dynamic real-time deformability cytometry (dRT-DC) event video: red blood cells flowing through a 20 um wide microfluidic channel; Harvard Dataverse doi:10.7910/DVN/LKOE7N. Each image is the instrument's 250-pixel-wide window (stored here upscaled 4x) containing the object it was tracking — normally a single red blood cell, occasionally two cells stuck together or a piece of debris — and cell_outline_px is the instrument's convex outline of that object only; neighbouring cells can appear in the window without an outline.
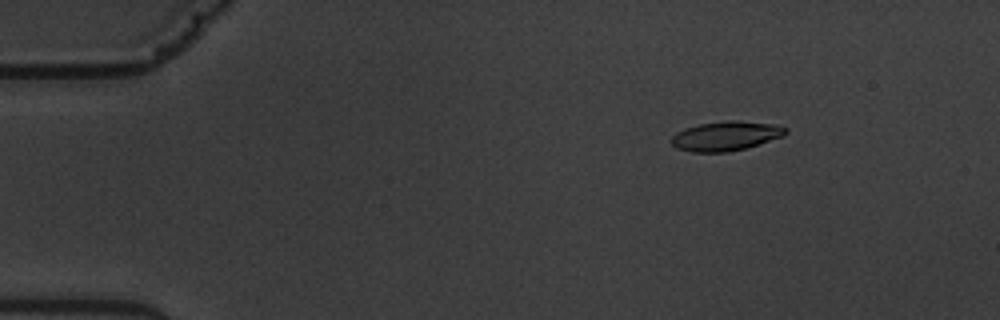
{"species": "common noctule bat (a hibernating species)", "species_latin": "Nyctalus noctula", "temperature_condition": "warm", "stored_images_in_passage": 7, "camera_frame_rate_fps": 3000, "um_per_image_px": 0.085, "animal": {"sex": "male", "body_mass_g": 19.5, "forearm_length_mm": 54.6}, "frame": {"image": 1, "passage_image": 2, "time_ms": 1.333, "image_size_px": [1000, 320], "cell_outline_px": [[788, 132], [784, 136], [744, 148], [728, 152], [692, 152], [676, 148], [672, 144], [672, 136], [676, 132], [684, 128], [700, 124], [724, 120], [736, 120], [776, 124], [788, 128]], "centroid_in_image_um": [61.7, 11.54], "position_along_channel_um": 23.3, "area_um2": 19.65}}
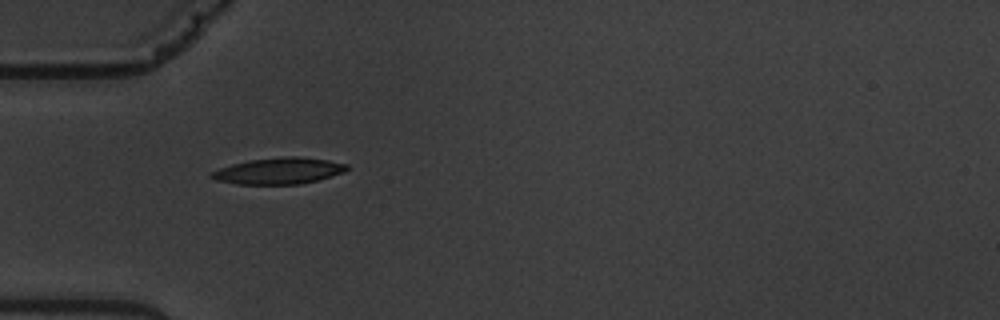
{"frame": {"image": 2, "passage_image": 5, "time_ms": 4.667, "image_size_px": [1000, 320], "cell_outline_px": [[348, 168], [344, 172], [316, 180], [300, 184], [236, 184], [216, 180], [208, 176], [208, 172], [232, 164], [248, 160], [284, 156], [300, 156], [328, 160], [348, 164]], "centroid_in_image_um": [23.66, 14.52], "position_along_channel_um": 61.3, "area_um2": 20.87}}
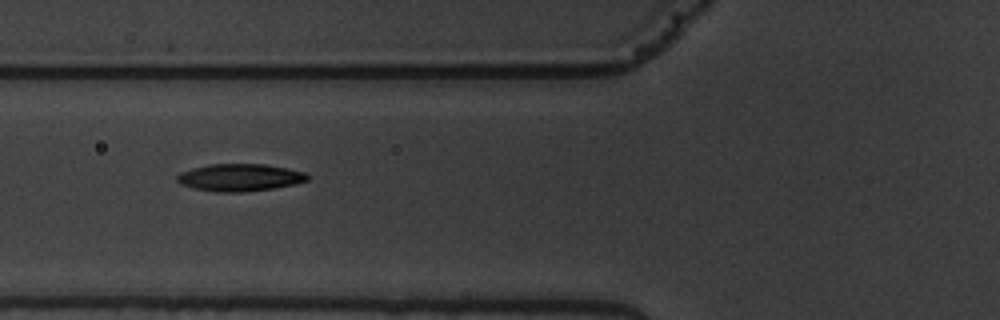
{"frame": {"image": 3, "passage_image": 6, "time_ms": 6.0, "image_size_px": [1000, 320], "cell_outline_px": [[308, 180], [292, 184], [272, 188], [240, 192], [216, 192], [192, 188], [180, 184], [176, 180], [176, 176], [180, 172], [192, 168], [208, 164], [264, 164], [288, 168], [304, 172], [308, 176]], "centroid_in_image_um": [20.32, 15.08], "position_along_channel_um": 105.5, "area_um2": 20.69}}